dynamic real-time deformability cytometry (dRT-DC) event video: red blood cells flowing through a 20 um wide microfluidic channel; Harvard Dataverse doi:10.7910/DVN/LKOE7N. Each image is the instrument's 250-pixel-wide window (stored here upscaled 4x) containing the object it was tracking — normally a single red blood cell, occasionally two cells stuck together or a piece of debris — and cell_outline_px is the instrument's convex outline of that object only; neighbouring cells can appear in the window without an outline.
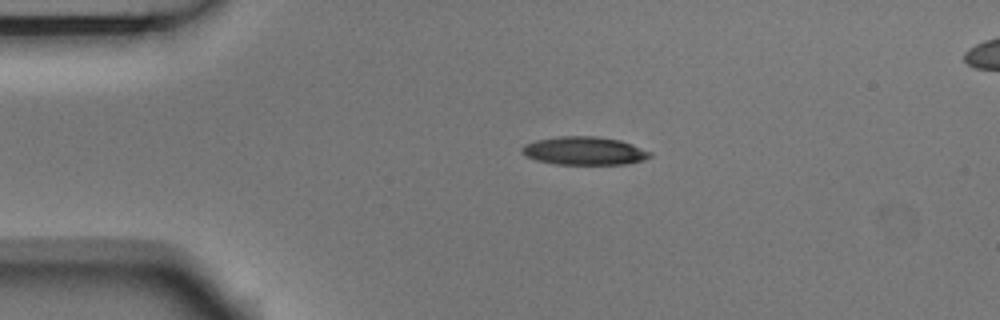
{"species": "Egyptian fruit bat (a non-hibernating species)", "species_latin": "Rousettus aegyptiacus", "temperature_condition": "room temperature", "stored_images_in_passage": 3, "segment_of_instrument_passage": [1, 2], "camera_frame_rate_fps": 3000, "um_per_image_px": 0.085, "animal": {"sex": "male"}, "frame": {"image": 1, "passage_image": 1, "time_ms": 0.0, "image_size_px": [1000, 320], "cell_outline_px": [[652, 156], [644, 160], [628, 164], [552, 164], [536, 160], [524, 156], [520, 152], [520, 148], [524, 144], [536, 140], [560, 136], [596, 136], [620, 140], [632, 144], [652, 152]], "centroid_in_image_um": [49.64, 12.82], "position_along_channel_um": 35.4, "area_um2": 21.33}}